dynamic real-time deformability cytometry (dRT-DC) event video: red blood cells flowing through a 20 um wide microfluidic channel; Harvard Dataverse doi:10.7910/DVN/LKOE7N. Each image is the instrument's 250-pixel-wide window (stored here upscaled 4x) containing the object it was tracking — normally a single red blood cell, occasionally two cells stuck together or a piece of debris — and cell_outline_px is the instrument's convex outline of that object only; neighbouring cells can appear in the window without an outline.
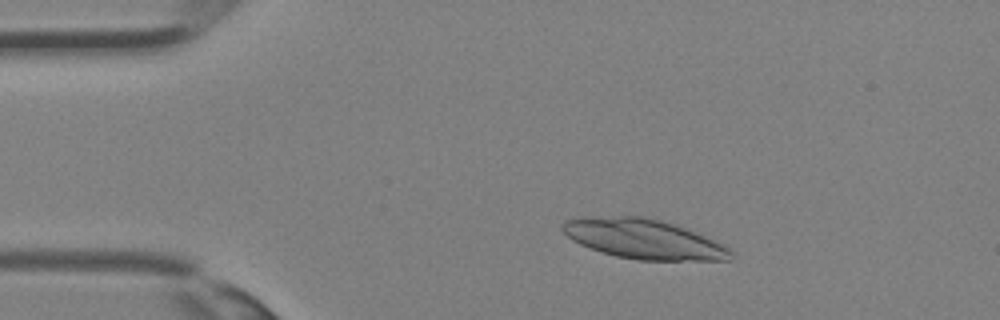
{"species": "Egyptian fruit bat (a non-hibernating species)", "species_latin": "Rousettus aegyptiacus", "temperature_condition": "room temperature", "stored_images_in_passage": 17, "camera_frame_rate_fps": 3000, "um_per_image_px": 0.085, "animal": {"sex": "female"}, "frame": {"image": 1, "passage_image": 5, "time_ms": 1.333, "image_size_px": [1000, 320], "cell_outline_px": [[736, 252], [732, 260], [636, 260], [616, 256], [600, 252], [580, 244], [572, 240], [560, 228], [564, 220], [584, 216], [644, 216], [664, 220], [676, 224], [704, 236]], "centroid_in_image_um": [54.68, 20.3], "position_along_channel_um": 30.3, "area_um2": 39.19}}